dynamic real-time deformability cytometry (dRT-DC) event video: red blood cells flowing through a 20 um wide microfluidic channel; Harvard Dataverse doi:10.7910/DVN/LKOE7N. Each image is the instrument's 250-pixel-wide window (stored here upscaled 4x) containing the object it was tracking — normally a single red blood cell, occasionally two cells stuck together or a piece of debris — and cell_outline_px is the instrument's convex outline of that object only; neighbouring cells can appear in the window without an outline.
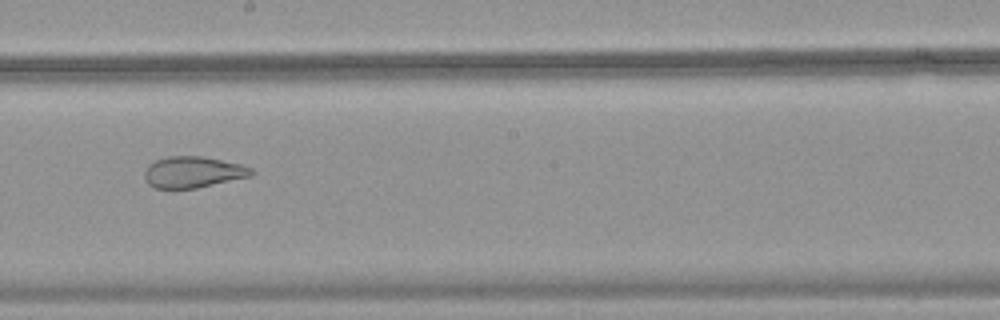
{"species": "common noctule bat (a hibernating species)", "species_latin": "Nyctalus noctula", "temperature_condition": "warm", "stored_images_in_passage": 51, "camera_frame_rate_fps": 3000, "um_per_image_px": 0.085, "animal": {"sex": "female", "body_mass_g": 18.4}, "frame": {"image": 1, "passage_image": 30, "time_ms": 9.667, "image_size_px": [1000, 320], "cell_outline_px": [[256, 172], [252, 176], [196, 188], [156, 188], [148, 184], [144, 176], [144, 172], [148, 164], [156, 160], [168, 156], [204, 156], [244, 164], [252, 168]], "centroid_in_image_um": [16.45, 14.61], "position_along_channel_um": 231.7, "area_um2": 19.71}}
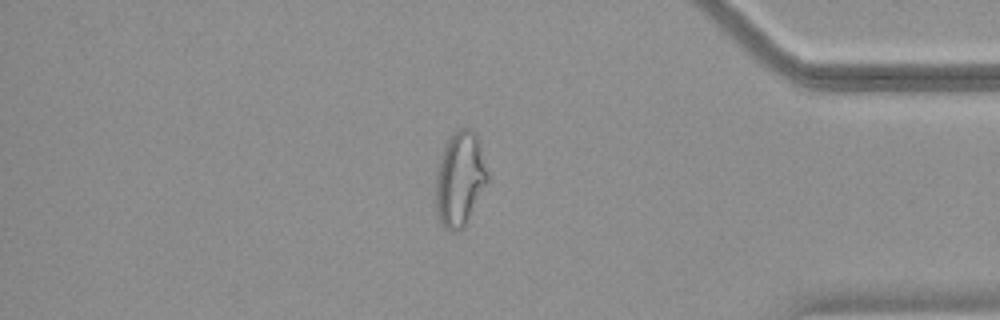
{"frame": {"image": 2, "passage_image": 44, "time_ms": 14.333, "image_size_px": [1000, 320], "cell_outline_px": [[488, 180], [464, 228], [456, 232], [452, 232], [444, 228], [436, 216], [436, 172], [444, 148], [448, 140], [460, 128], [472, 128], [476, 136], [488, 172]], "centroid_in_image_um": [39.07, 15.28], "position_along_channel_um": 396.1, "area_um2": 28.21}}